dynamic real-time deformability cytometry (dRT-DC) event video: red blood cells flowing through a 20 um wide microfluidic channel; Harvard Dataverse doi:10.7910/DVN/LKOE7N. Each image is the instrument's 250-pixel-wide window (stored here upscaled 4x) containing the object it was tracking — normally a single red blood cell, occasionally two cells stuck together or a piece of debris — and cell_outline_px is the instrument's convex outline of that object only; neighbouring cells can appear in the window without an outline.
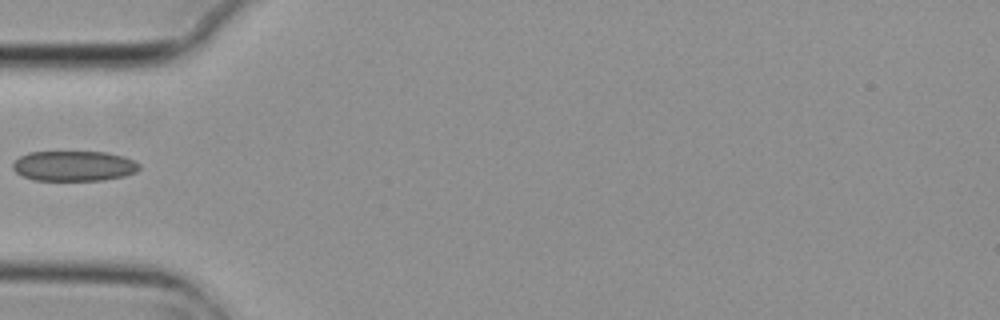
{"species": "common noctule bat (a hibernating species)", "species_latin": "Nyctalus noctula", "temperature_condition": "cold", "stored_images_in_passage": 5, "camera_frame_rate_fps": 3000, "um_per_image_px": 0.085, "animal": {"sex": "female", "body_mass_g": 29.2, "forearm_length_mm": 56.3}, "frame": {"image": 1, "passage_image": 5, "time_ms": 1.333, "image_size_px": [1000, 320], "cell_outline_px": [[140, 168], [136, 172], [124, 176], [104, 180], [32, 180], [16, 172], [12, 168], [12, 164], [20, 156], [28, 152], [108, 152], [124, 156], [140, 164]], "centroid_in_image_um": [6.29, 14.1], "position_along_channel_um": 78.7, "area_um2": 22.31}}